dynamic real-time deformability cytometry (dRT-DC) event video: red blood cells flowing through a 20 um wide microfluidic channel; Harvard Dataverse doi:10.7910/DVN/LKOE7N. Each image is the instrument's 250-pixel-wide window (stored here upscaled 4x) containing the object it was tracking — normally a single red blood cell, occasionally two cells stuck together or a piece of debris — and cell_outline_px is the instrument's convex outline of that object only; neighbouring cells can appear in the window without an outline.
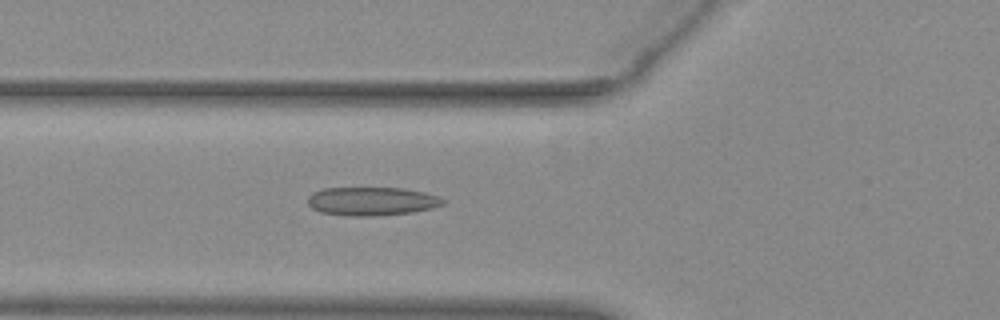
{"species": "common noctule bat (a hibernating species)", "species_latin": "Nyctalus noctula", "temperature_condition": "warm", "stored_images_in_passage": 31, "camera_frame_rate_fps": 3000, "um_per_image_px": 0.085, "animal": {"sex": "female", "body_mass_g": 29.2, "forearm_length_mm": 56.3}, "frame": {"image": 1, "passage_image": 9, "time_ms": 2.667, "image_size_px": [1000, 320], "cell_outline_px": [[444, 204], [432, 208], [412, 212], [372, 216], [348, 216], [320, 212], [312, 208], [308, 204], [308, 196], [312, 192], [324, 188], [400, 188], [424, 192], [436, 196], [444, 200]], "centroid_in_image_um": [31.55, 17.11], "position_along_channel_um": 94.2, "area_um2": 22.37}}
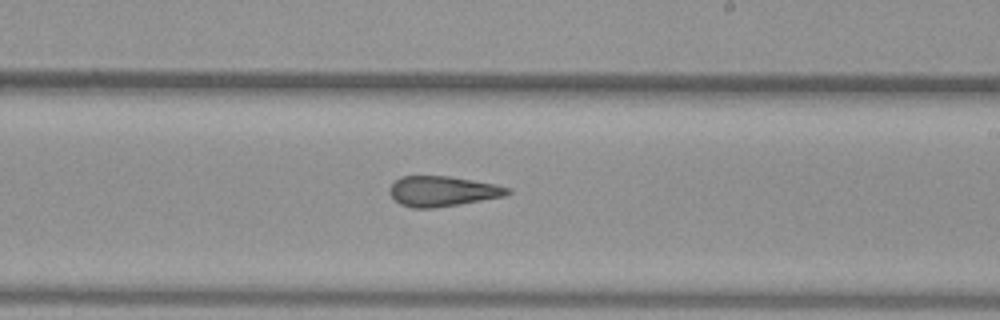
{"frame": {"image": 2, "passage_image": 21, "time_ms": 6.667, "image_size_px": [1000, 320], "cell_outline_px": [[512, 192], [504, 196], [460, 204], [432, 208], [412, 208], [400, 204], [388, 192], [392, 184], [400, 176], [448, 176], [496, 184], [512, 188]], "centroid_in_image_um": [37.63, 16.25], "position_along_channel_um": 251.4, "area_um2": 20.75}}
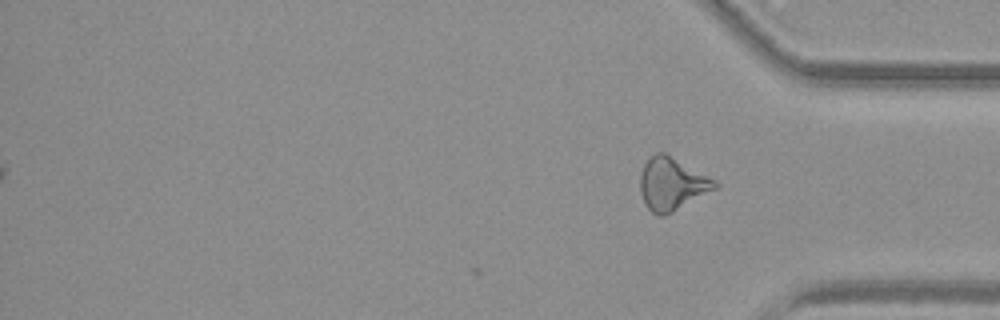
{"frame": {"image": 3, "passage_image": 31, "time_ms": 10.0, "image_size_px": [1000, 320], "cell_outline_px": [[720, 184], [716, 188], [672, 212], [664, 216], [656, 216], [644, 204], [640, 192], [640, 176], [644, 164], [656, 152], [664, 152], [716, 180]], "centroid_in_image_um": [57.09, 15.64], "position_along_channel_um": 378.1, "area_um2": 22.72}, "authors_computed_cell_mechanics": {"area_um2": 21.2126, "velocity_mm_per_s": 3.9211, "shape_relaxation_time_tau1_ms": null, "shape_relaxation_time_tau2_ms": 3.0701, "deformation_change_tau1": null, "deformation_change_tau2": 0.1339}}